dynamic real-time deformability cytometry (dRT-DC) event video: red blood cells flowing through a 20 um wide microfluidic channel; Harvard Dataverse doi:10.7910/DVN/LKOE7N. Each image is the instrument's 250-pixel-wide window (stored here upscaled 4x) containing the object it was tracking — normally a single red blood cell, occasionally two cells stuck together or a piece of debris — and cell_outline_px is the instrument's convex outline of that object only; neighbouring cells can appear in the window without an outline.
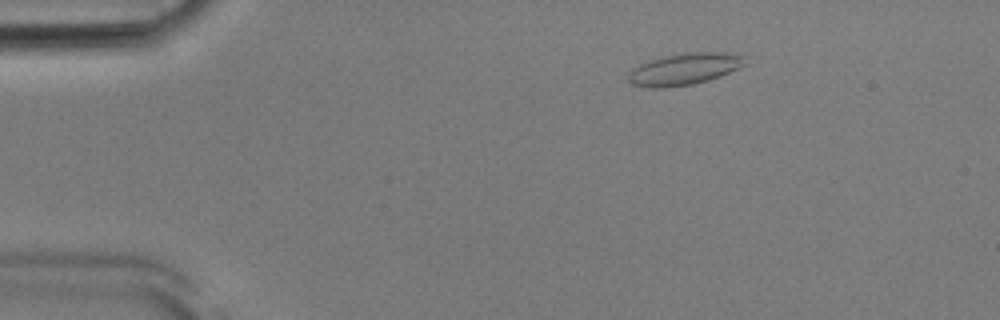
{"species": "Egyptian fruit bat (a non-hibernating species)", "species_latin": "Rousettus aegyptiacus", "temperature_condition": "room temperature", "stored_images_in_passage": 53, "camera_frame_rate_fps": 3000, "um_per_image_px": 0.085, "animal": {"sex": "male"}, "frame": {"image": 1, "passage_image": 9, "time_ms": 2.667, "image_size_px": [1000, 320], "cell_outline_px": [[748, 56], [744, 64], [720, 76], [708, 80], [692, 84], [664, 88], [648, 88], [632, 84], [628, 80], [628, 72], [632, 68], [648, 60], [660, 56], [684, 52], [732, 52]], "centroid_in_image_um": [58.15, 5.85], "position_along_channel_um": 26.9, "area_um2": 21.91}}
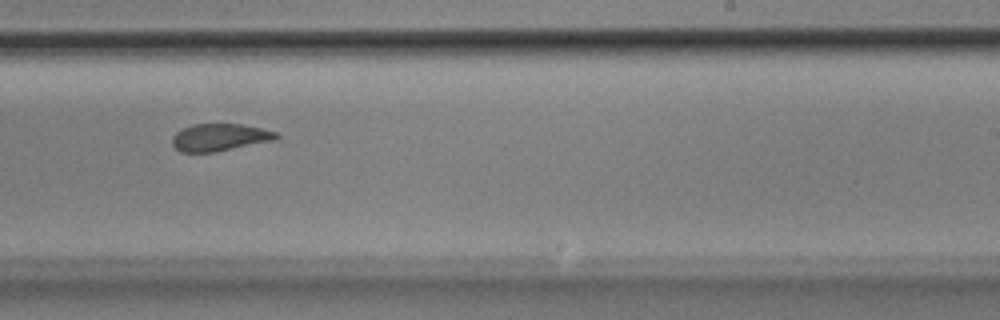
{"frame": {"image": 2, "passage_image": 33, "time_ms": 10.667, "image_size_px": [1000, 320], "cell_outline_px": [[280, 136], [276, 140], [212, 152], [180, 152], [172, 144], [172, 136], [176, 132], [192, 124], [244, 124], [264, 128], [276, 132]], "centroid_in_image_um": [18.7, 11.66], "position_along_channel_um": 270.3, "area_um2": 16.59}}
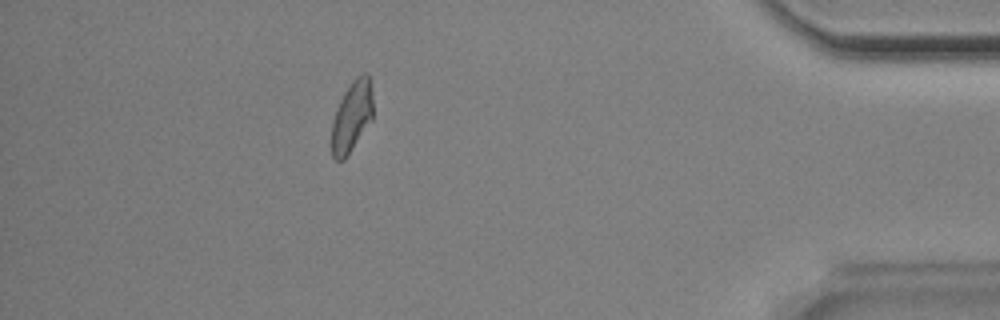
{"frame": {"image": 3, "passage_image": 47, "time_ms": 15.333, "image_size_px": [1000, 320], "cell_outline_px": [[372, 120], [344, 160], [336, 160], [332, 156], [332, 120], [336, 108], [344, 92], [352, 80], [356, 76], [364, 72], [368, 72], [372, 92]], "centroid_in_image_um": [29.91, 9.87], "position_along_channel_um": 405.3, "area_um2": 17.11}, "authors_computed_cell_mechanics": {"area_um2": 17.918, "velocity_mm_per_s": 3.8761, "shape_relaxation_time_tau1_ms": 3.9859, "shape_relaxation_time_tau2_ms": 1.7839, "deformation_change_tau1": 0.1224, "deformation_change_tau2": 0.0752}}